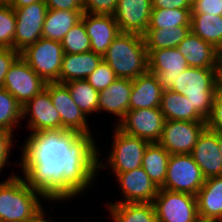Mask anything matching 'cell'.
<instances>
[{
	"mask_svg": "<svg viewBox=\"0 0 222 222\" xmlns=\"http://www.w3.org/2000/svg\"><path fill=\"white\" fill-rule=\"evenodd\" d=\"M25 141L18 165L26 183L47 201L74 199L91 187L99 168H107L91 134L45 130L30 133Z\"/></svg>",
	"mask_w": 222,
	"mask_h": 222,
	"instance_id": "obj_1",
	"label": "cell"
},
{
	"mask_svg": "<svg viewBox=\"0 0 222 222\" xmlns=\"http://www.w3.org/2000/svg\"><path fill=\"white\" fill-rule=\"evenodd\" d=\"M118 78L133 80L149 71L144 36L120 32L103 55Z\"/></svg>",
	"mask_w": 222,
	"mask_h": 222,
	"instance_id": "obj_2",
	"label": "cell"
},
{
	"mask_svg": "<svg viewBox=\"0 0 222 222\" xmlns=\"http://www.w3.org/2000/svg\"><path fill=\"white\" fill-rule=\"evenodd\" d=\"M47 198L32 189L23 177L12 173L0 181V220L27 222L43 210L40 199Z\"/></svg>",
	"mask_w": 222,
	"mask_h": 222,
	"instance_id": "obj_3",
	"label": "cell"
},
{
	"mask_svg": "<svg viewBox=\"0 0 222 222\" xmlns=\"http://www.w3.org/2000/svg\"><path fill=\"white\" fill-rule=\"evenodd\" d=\"M220 86V69L188 67L175 79L171 91L189 99L192 107L206 120Z\"/></svg>",
	"mask_w": 222,
	"mask_h": 222,
	"instance_id": "obj_4",
	"label": "cell"
},
{
	"mask_svg": "<svg viewBox=\"0 0 222 222\" xmlns=\"http://www.w3.org/2000/svg\"><path fill=\"white\" fill-rule=\"evenodd\" d=\"M63 55L64 51L60 41L44 37L20 52V56L46 83H60Z\"/></svg>",
	"mask_w": 222,
	"mask_h": 222,
	"instance_id": "obj_5",
	"label": "cell"
},
{
	"mask_svg": "<svg viewBox=\"0 0 222 222\" xmlns=\"http://www.w3.org/2000/svg\"><path fill=\"white\" fill-rule=\"evenodd\" d=\"M111 151L106 165L114 174L129 172L142 167L143 155L150 142L124 133L116 125L113 132Z\"/></svg>",
	"mask_w": 222,
	"mask_h": 222,
	"instance_id": "obj_6",
	"label": "cell"
},
{
	"mask_svg": "<svg viewBox=\"0 0 222 222\" xmlns=\"http://www.w3.org/2000/svg\"><path fill=\"white\" fill-rule=\"evenodd\" d=\"M191 154H171L163 189L197 195L205 182Z\"/></svg>",
	"mask_w": 222,
	"mask_h": 222,
	"instance_id": "obj_7",
	"label": "cell"
},
{
	"mask_svg": "<svg viewBox=\"0 0 222 222\" xmlns=\"http://www.w3.org/2000/svg\"><path fill=\"white\" fill-rule=\"evenodd\" d=\"M153 205L157 222H193L198 217L195 195L159 188Z\"/></svg>",
	"mask_w": 222,
	"mask_h": 222,
	"instance_id": "obj_8",
	"label": "cell"
},
{
	"mask_svg": "<svg viewBox=\"0 0 222 222\" xmlns=\"http://www.w3.org/2000/svg\"><path fill=\"white\" fill-rule=\"evenodd\" d=\"M46 82L19 56L10 66L3 87L12 94L22 107L43 89Z\"/></svg>",
	"mask_w": 222,
	"mask_h": 222,
	"instance_id": "obj_9",
	"label": "cell"
},
{
	"mask_svg": "<svg viewBox=\"0 0 222 222\" xmlns=\"http://www.w3.org/2000/svg\"><path fill=\"white\" fill-rule=\"evenodd\" d=\"M165 121L160 108H143L127 111L116 126L128 135L153 143L160 141Z\"/></svg>",
	"mask_w": 222,
	"mask_h": 222,
	"instance_id": "obj_10",
	"label": "cell"
},
{
	"mask_svg": "<svg viewBox=\"0 0 222 222\" xmlns=\"http://www.w3.org/2000/svg\"><path fill=\"white\" fill-rule=\"evenodd\" d=\"M13 9L16 16L14 50L21 52L42 37V27L48 8L44 1H39Z\"/></svg>",
	"mask_w": 222,
	"mask_h": 222,
	"instance_id": "obj_11",
	"label": "cell"
},
{
	"mask_svg": "<svg viewBox=\"0 0 222 222\" xmlns=\"http://www.w3.org/2000/svg\"><path fill=\"white\" fill-rule=\"evenodd\" d=\"M206 122L166 120L158 142L169 154H191Z\"/></svg>",
	"mask_w": 222,
	"mask_h": 222,
	"instance_id": "obj_12",
	"label": "cell"
},
{
	"mask_svg": "<svg viewBox=\"0 0 222 222\" xmlns=\"http://www.w3.org/2000/svg\"><path fill=\"white\" fill-rule=\"evenodd\" d=\"M45 88L50 93L53 106L60 114L61 129L93 135L88 125V118L75 104L68 87L64 83L47 82Z\"/></svg>",
	"mask_w": 222,
	"mask_h": 222,
	"instance_id": "obj_13",
	"label": "cell"
},
{
	"mask_svg": "<svg viewBox=\"0 0 222 222\" xmlns=\"http://www.w3.org/2000/svg\"><path fill=\"white\" fill-rule=\"evenodd\" d=\"M147 51L149 72L158 76L163 91L171 90L175 79L189 67L185 57L177 47Z\"/></svg>",
	"mask_w": 222,
	"mask_h": 222,
	"instance_id": "obj_14",
	"label": "cell"
},
{
	"mask_svg": "<svg viewBox=\"0 0 222 222\" xmlns=\"http://www.w3.org/2000/svg\"><path fill=\"white\" fill-rule=\"evenodd\" d=\"M29 115V116H28ZM31 133L61 129V117L53 106L49 91L45 88L22 107V118H27Z\"/></svg>",
	"mask_w": 222,
	"mask_h": 222,
	"instance_id": "obj_15",
	"label": "cell"
},
{
	"mask_svg": "<svg viewBox=\"0 0 222 222\" xmlns=\"http://www.w3.org/2000/svg\"><path fill=\"white\" fill-rule=\"evenodd\" d=\"M114 175L124 198L116 203H153L159 187L142 167Z\"/></svg>",
	"mask_w": 222,
	"mask_h": 222,
	"instance_id": "obj_16",
	"label": "cell"
},
{
	"mask_svg": "<svg viewBox=\"0 0 222 222\" xmlns=\"http://www.w3.org/2000/svg\"><path fill=\"white\" fill-rule=\"evenodd\" d=\"M152 9V0H118L113 16L120 32L144 35Z\"/></svg>",
	"mask_w": 222,
	"mask_h": 222,
	"instance_id": "obj_17",
	"label": "cell"
},
{
	"mask_svg": "<svg viewBox=\"0 0 222 222\" xmlns=\"http://www.w3.org/2000/svg\"><path fill=\"white\" fill-rule=\"evenodd\" d=\"M81 19L91 41V51L103 56L120 33L114 16L84 12Z\"/></svg>",
	"mask_w": 222,
	"mask_h": 222,
	"instance_id": "obj_18",
	"label": "cell"
},
{
	"mask_svg": "<svg viewBox=\"0 0 222 222\" xmlns=\"http://www.w3.org/2000/svg\"><path fill=\"white\" fill-rule=\"evenodd\" d=\"M191 155L205 178L222 176V156L218 145V133L206 128L199 136Z\"/></svg>",
	"mask_w": 222,
	"mask_h": 222,
	"instance_id": "obj_19",
	"label": "cell"
},
{
	"mask_svg": "<svg viewBox=\"0 0 222 222\" xmlns=\"http://www.w3.org/2000/svg\"><path fill=\"white\" fill-rule=\"evenodd\" d=\"M189 67L220 69L217 49L191 31L177 46Z\"/></svg>",
	"mask_w": 222,
	"mask_h": 222,
	"instance_id": "obj_20",
	"label": "cell"
},
{
	"mask_svg": "<svg viewBox=\"0 0 222 222\" xmlns=\"http://www.w3.org/2000/svg\"><path fill=\"white\" fill-rule=\"evenodd\" d=\"M133 81L118 78L102 91L98 96V112L105 111L118 117V123L129 111V102Z\"/></svg>",
	"mask_w": 222,
	"mask_h": 222,
	"instance_id": "obj_21",
	"label": "cell"
},
{
	"mask_svg": "<svg viewBox=\"0 0 222 222\" xmlns=\"http://www.w3.org/2000/svg\"><path fill=\"white\" fill-rule=\"evenodd\" d=\"M132 81L129 110L160 108L163 89L157 75L148 71Z\"/></svg>",
	"mask_w": 222,
	"mask_h": 222,
	"instance_id": "obj_22",
	"label": "cell"
},
{
	"mask_svg": "<svg viewBox=\"0 0 222 222\" xmlns=\"http://www.w3.org/2000/svg\"><path fill=\"white\" fill-rule=\"evenodd\" d=\"M103 56L93 51L80 54L64 53L60 83L86 79L101 63Z\"/></svg>",
	"mask_w": 222,
	"mask_h": 222,
	"instance_id": "obj_23",
	"label": "cell"
},
{
	"mask_svg": "<svg viewBox=\"0 0 222 222\" xmlns=\"http://www.w3.org/2000/svg\"><path fill=\"white\" fill-rule=\"evenodd\" d=\"M198 216L222 221V176L205 179L197 195Z\"/></svg>",
	"mask_w": 222,
	"mask_h": 222,
	"instance_id": "obj_24",
	"label": "cell"
},
{
	"mask_svg": "<svg viewBox=\"0 0 222 222\" xmlns=\"http://www.w3.org/2000/svg\"><path fill=\"white\" fill-rule=\"evenodd\" d=\"M161 112L165 120L206 122L185 96L171 90L162 92Z\"/></svg>",
	"mask_w": 222,
	"mask_h": 222,
	"instance_id": "obj_25",
	"label": "cell"
},
{
	"mask_svg": "<svg viewBox=\"0 0 222 222\" xmlns=\"http://www.w3.org/2000/svg\"><path fill=\"white\" fill-rule=\"evenodd\" d=\"M84 10L48 9L42 27V37L61 41L66 33L81 20Z\"/></svg>",
	"mask_w": 222,
	"mask_h": 222,
	"instance_id": "obj_26",
	"label": "cell"
},
{
	"mask_svg": "<svg viewBox=\"0 0 222 222\" xmlns=\"http://www.w3.org/2000/svg\"><path fill=\"white\" fill-rule=\"evenodd\" d=\"M169 159V152L158 142L149 143L144 152L142 168L159 188L164 185Z\"/></svg>",
	"mask_w": 222,
	"mask_h": 222,
	"instance_id": "obj_27",
	"label": "cell"
},
{
	"mask_svg": "<svg viewBox=\"0 0 222 222\" xmlns=\"http://www.w3.org/2000/svg\"><path fill=\"white\" fill-rule=\"evenodd\" d=\"M113 222H157L153 203H109Z\"/></svg>",
	"mask_w": 222,
	"mask_h": 222,
	"instance_id": "obj_28",
	"label": "cell"
},
{
	"mask_svg": "<svg viewBox=\"0 0 222 222\" xmlns=\"http://www.w3.org/2000/svg\"><path fill=\"white\" fill-rule=\"evenodd\" d=\"M190 25L175 28H147L143 35L147 50L176 48L190 32Z\"/></svg>",
	"mask_w": 222,
	"mask_h": 222,
	"instance_id": "obj_29",
	"label": "cell"
},
{
	"mask_svg": "<svg viewBox=\"0 0 222 222\" xmlns=\"http://www.w3.org/2000/svg\"><path fill=\"white\" fill-rule=\"evenodd\" d=\"M190 30L217 49L222 43V16L191 14Z\"/></svg>",
	"mask_w": 222,
	"mask_h": 222,
	"instance_id": "obj_30",
	"label": "cell"
},
{
	"mask_svg": "<svg viewBox=\"0 0 222 222\" xmlns=\"http://www.w3.org/2000/svg\"><path fill=\"white\" fill-rule=\"evenodd\" d=\"M75 104L81 109L86 117L98 112L99 92L94 89L85 79L73 80L64 83Z\"/></svg>",
	"mask_w": 222,
	"mask_h": 222,
	"instance_id": "obj_31",
	"label": "cell"
},
{
	"mask_svg": "<svg viewBox=\"0 0 222 222\" xmlns=\"http://www.w3.org/2000/svg\"><path fill=\"white\" fill-rule=\"evenodd\" d=\"M191 9L153 8L147 28H175L190 25Z\"/></svg>",
	"mask_w": 222,
	"mask_h": 222,
	"instance_id": "obj_32",
	"label": "cell"
},
{
	"mask_svg": "<svg viewBox=\"0 0 222 222\" xmlns=\"http://www.w3.org/2000/svg\"><path fill=\"white\" fill-rule=\"evenodd\" d=\"M22 105L4 87H0V128L13 133L14 127L20 125Z\"/></svg>",
	"mask_w": 222,
	"mask_h": 222,
	"instance_id": "obj_33",
	"label": "cell"
},
{
	"mask_svg": "<svg viewBox=\"0 0 222 222\" xmlns=\"http://www.w3.org/2000/svg\"><path fill=\"white\" fill-rule=\"evenodd\" d=\"M60 42L64 53L80 54L91 51V41L82 19L66 33Z\"/></svg>",
	"mask_w": 222,
	"mask_h": 222,
	"instance_id": "obj_34",
	"label": "cell"
},
{
	"mask_svg": "<svg viewBox=\"0 0 222 222\" xmlns=\"http://www.w3.org/2000/svg\"><path fill=\"white\" fill-rule=\"evenodd\" d=\"M16 16L10 5L0 4V48L14 49Z\"/></svg>",
	"mask_w": 222,
	"mask_h": 222,
	"instance_id": "obj_35",
	"label": "cell"
},
{
	"mask_svg": "<svg viewBox=\"0 0 222 222\" xmlns=\"http://www.w3.org/2000/svg\"><path fill=\"white\" fill-rule=\"evenodd\" d=\"M118 77L111 67L102 60L98 67L85 79L98 92L107 88Z\"/></svg>",
	"mask_w": 222,
	"mask_h": 222,
	"instance_id": "obj_36",
	"label": "cell"
},
{
	"mask_svg": "<svg viewBox=\"0 0 222 222\" xmlns=\"http://www.w3.org/2000/svg\"><path fill=\"white\" fill-rule=\"evenodd\" d=\"M208 130L222 134V86H220L214 96L213 106L206 119Z\"/></svg>",
	"mask_w": 222,
	"mask_h": 222,
	"instance_id": "obj_37",
	"label": "cell"
},
{
	"mask_svg": "<svg viewBox=\"0 0 222 222\" xmlns=\"http://www.w3.org/2000/svg\"><path fill=\"white\" fill-rule=\"evenodd\" d=\"M83 10L89 14L113 15L118 0H82Z\"/></svg>",
	"mask_w": 222,
	"mask_h": 222,
	"instance_id": "obj_38",
	"label": "cell"
},
{
	"mask_svg": "<svg viewBox=\"0 0 222 222\" xmlns=\"http://www.w3.org/2000/svg\"><path fill=\"white\" fill-rule=\"evenodd\" d=\"M191 14L222 16V0H192Z\"/></svg>",
	"mask_w": 222,
	"mask_h": 222,
	"instance_id": "obj_39",
	"label": "cell"
},
{
	"mask_svg": "<svg viewBox=\"0 0 222 222\" xmlns=\"http://www.w3.org/2000/svg\"><path fill=\"white\" fill-rule=\"evenodd\" d=\"M13 135L12 132L0 128V172H2L6 164L9 163L10 152L13 147L12 145H14Z\"/></svg>",
	"mask_w": 222,
	"mask_h": 222,
	"instance_id": "obj_40",
	"label": "cell"
},
{
	"mask_svg": "<svg viewBox=\"0 0 222 222\" xmlns=\"http://www.w3.org/2000/svg\"><path fill=\"white\" fill-rule=\"evenodd\" d=\"M20 56V52L10 48H0V87H3L5 75L10 66Z\"/></svg>",
	"mask_w": 222,
	"mask_h": 222,
	"instance_id": "obj_41",
	"label": "cell"
},
{
	"mask_svg": "<svg viewBox=\"0 0 222 222\" xmlns=\"http://www.w3.org/2000/svg\"><path fill=\"white\" fill-rule=\"evenodd\" d=\"M48 9L83 10L82 0H44Z\"/></svg>",
	"mask_w": 222,
	"mask_h": 222,
	"instance_id": "obj_42",
	"label": "cell"
},
{
	"mask_svg": "<svg viewBox=\"0 0 222 222\" xmlns=\"http://www.w3.org/2000/svg\"><path fill=\"white\" fill-rule=\"evenodd\" d=\"M153 8L192 9V0H152Z\"/></svg>",
	"mask_w": 222,
	"mask_h": 222,
	"instance_id": "obj_43",
	"label": "cell"
},
{
	"mask_svg": "<svg viewBox=\"0 0 222 222\" xmlns=\"http://www.w3.org/2000/svg\"><path fill=\"white\" fill-rule=\"evenodd\" d=\"M46 215H47L46 210L43 209L35 217H33L32 219H30L27 222H50V220H52V218L50 217L47 219Z\"/></svg>",
	"mask_w": 222,
	"mask_h": 222,
	"instance_id": "obj_44",
	"label": "cell"
},
{
	"mask_svg": "<svg viewBox=\"0 0 222 222\" xmlns=\"http://www.w3.org/2000/svg\"><path fill=\"white\" fill-rule=\"evenodd\" d=\"M39 1H44V0H15L14 3L11 5V7L21 8L23 6H28Z\"/></svg>",
	"mask_w": 222,
	"mask_h": 222,
	"instance_id": "obj_45",
	"label": "cell"
},
{
	"mask_svg": "<svg viewBox=\"0 0 222 222\" xmlns=\"http://www.w3.org/2000/svg\"><path fill=\"white\" fill-rule=\"evenodd\" d=\"M217 57H218V62L221 68L222 67V43L217 48Z\"/></svg>",
	"mask_w": 222,
	"mask_h": 222,
	"instance_id": "obj_46",
	"label": "cell"
},
{
	"mask_svg": "<svg viewBox=\"0 0 222 222\" xmlns=\"http://www.w3.org/2000/svg\"><path fill=\"white\" fill-rule=\"evenodd\" d=\"M193 222H218V221L210 219V218L198 216Z\"/></svg>",
	"mask_w": 222,
	"mask_h": 222,
	"instance_id": "obj_47",
	"label": "cell"
},
{
	"mask_svg": "<svg viewBox=\"0 0 222 222\" xmlns=\"http://www.w3.org/2000/svg\"><path fill=\"white\" fill-rule=\"evenodd\" d=\"M15 0H0L1 5H12Z\"/></svg>",
	"mask_w": 222,
	"mask_h": 222,
	"instance_id": "obj_48",
	"label": "cell"
},
{
	"mask_svg": "<svg viewBox=\"0 0 222 222\" xmlns=\"http://www.w3.org/2000/svg\"><path fill=\"white\" fill-rule=\"evenodd\" d=\"M218 145L222 156V134H218Z\"/></svg>",
	"mask_w": 222,
	"mask_h": 222,
	"instance_id": "obj_49",
	"label": "cell"
},
{
	"mask_svg": "<svg viewBox=\"0 0 222 222\" xmlns=\"http://www.w3.org/2000/svg\"><path fill=\"white\" fill-rule=\"evenodd\" d=\"M220 79H221V86H222V67L220 68Z\"/></svg>",
	"mask_w": 222,
	"mask_h": 222,
	"instance_id": "obj_50",
	"label": "cell"
}]
</instances>
